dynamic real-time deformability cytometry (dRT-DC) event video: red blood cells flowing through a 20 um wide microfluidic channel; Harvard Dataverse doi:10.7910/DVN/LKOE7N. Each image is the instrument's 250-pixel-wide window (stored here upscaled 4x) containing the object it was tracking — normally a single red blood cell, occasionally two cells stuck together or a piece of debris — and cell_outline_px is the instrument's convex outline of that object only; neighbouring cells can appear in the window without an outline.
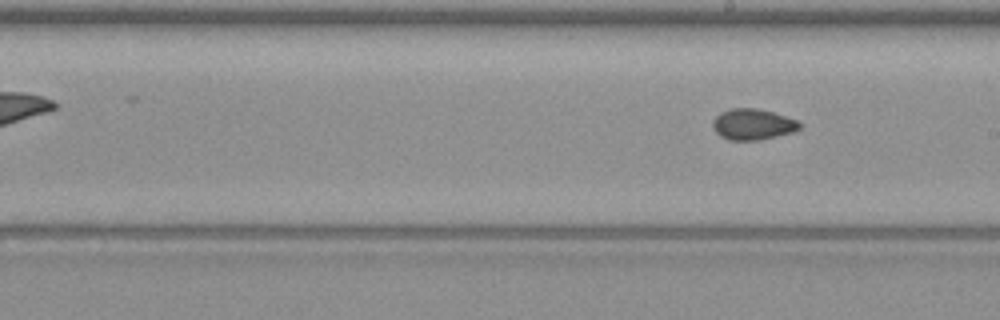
{"species": "common noctule bat (a hibernating species)", "species_latin": "Nyctalus noctula", "temperature_condition": "warm", "stored_images_in_passage": 8, "segment_of_instrument_passage": [2, 2], "camera_frame_rate_fps": 3000, "um_per_image_px": 0.085, "animal": {"sex": "female", "body_mass_g": 19.3, "forearm_length_mm": 54.1}, "frame": {"image": 1, "passage_image": 8, "time_ms": 9.667, "image_size_px": [1000, 320], "cell_outline_px": [[800, 128], [796, 132], [760, 140], [728, 140], [720, 136], [716, 132], [712, 124], [716, 116], [720, 112], [732, 108], [756, 108], [772, 112], [796, 120], [800, 124]], "centroid_in_image_um": [63.99, 10.58], "position_along_channel_um": 225.0, "area_um2": 15.66}}